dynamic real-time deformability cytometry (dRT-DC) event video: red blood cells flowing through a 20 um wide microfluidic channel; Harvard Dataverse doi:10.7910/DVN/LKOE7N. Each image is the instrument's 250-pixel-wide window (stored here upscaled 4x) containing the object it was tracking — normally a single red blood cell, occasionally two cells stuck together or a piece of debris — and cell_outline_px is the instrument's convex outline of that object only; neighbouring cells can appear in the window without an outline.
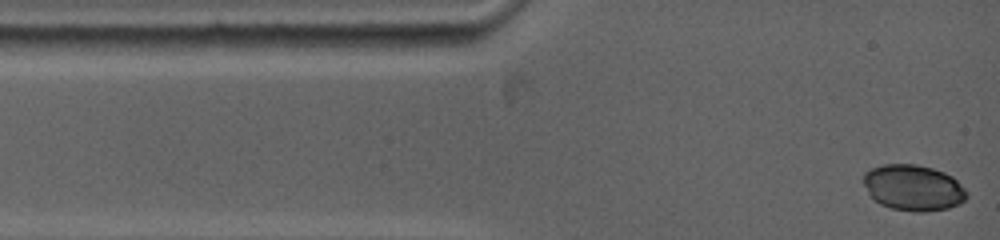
{"species": "common noctule bat (a hibernating species)", "species_latin": "Nyctalus noctula", "temperature_condition": "warm", "stored_images_in_passage": 21, "camera_frame_rate_fps": 5000, "um_per_image_px": 0.085, "animal": {"sex": "female", "body_mass_g": 19.0, "forearm_length_mm": 53.3}, "frame": {"image": 1, "passage_image": 1, "time_ms": 0.0, "image_size_px": [1000, 240], "cell_outline_px": [[968, 196], [960, 204], [948, 208], [924, 212], [912, 212], [892, 208], [880, 204], [868, 192], [864, 184], [864, 172], [880, 164], [916, 164], [932, 168], [944, 172], [952, 176], [968, 192]], "centroid_in_image_um": [77.65, 15.95], "position_along_channel_um": 7.4, "area_um2": 27.69}}
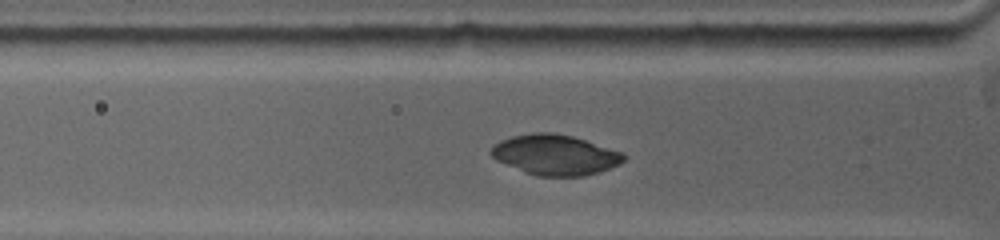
{"frame": {"image": 2, "passage_image": 15, "time_ms": 3.0, "image_size_px": [1000, 240], "cell_outline_px": [[624, 160], [620, 164], [584, 176], [536, 176], [524, 172], [496, 160], [488, 152], [492, 144], [500, 140], [512, 136], [532, 132], [552, 132], [572, 136], [624, 152]], "centroid_in_image_um": [47.14, 13.15], "position_along_channel_um": 78.7, "area_um2": 31.27}}
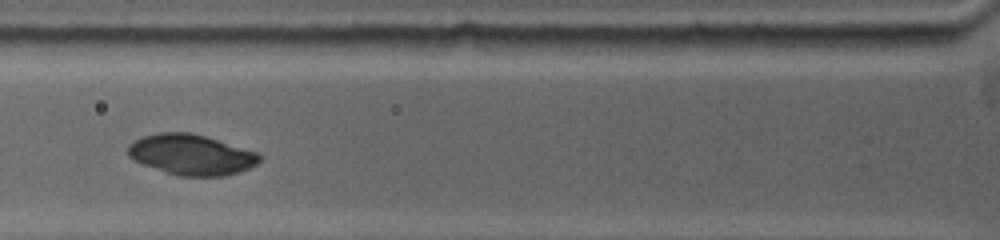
{"frame": {"image": 3, "passage_image": 18, "time_ms": 3.8, "image_size_px": [1000, 240], "cell_outline_px": [[264, 156], [256, 164], [248, 168], [224, 176], [180, 176], [132, 160], [128, 156], [128, 144], [132, 140], [144, 136], [160, 132], [192, 132], [260, 152]], "centroid_in_image_um": [16.28, 13.13], "position_along_channel_um": 109.5, "area_um2": 31.15}}